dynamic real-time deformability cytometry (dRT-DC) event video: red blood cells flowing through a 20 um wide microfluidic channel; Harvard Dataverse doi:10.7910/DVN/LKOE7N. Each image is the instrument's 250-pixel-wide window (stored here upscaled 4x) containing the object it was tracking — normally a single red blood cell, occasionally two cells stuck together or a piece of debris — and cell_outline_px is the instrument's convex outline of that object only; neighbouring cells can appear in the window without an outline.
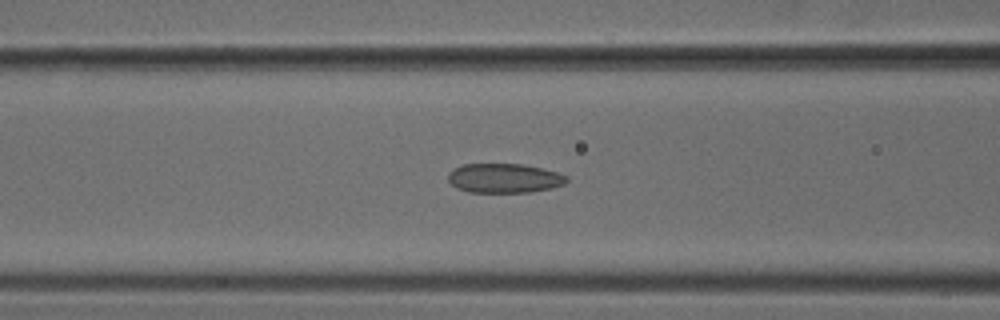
{"species": "common noctule bat (a hibernating species)", "species_latin": "Nyctalus noctula", "temperature_condition": "cold", "stored_images_in_passage": 50, "camera_frame_rate_fps": 3000, "um_per_image_px": 0.085, "animal": {"sex": "male", "body_mass_g": 18.8}, "frame": {"image": 1, "passage_image": 20, "time_ms": 6.333, "image_size_px": [1000, 320], "cell_outline_px": [[568, 180], [564, 184], [552, 188], [528, 192], [468, 192], [456, 188], [448, 180], [448, 172], [452, 168], [464, 164], [520, 164], [544, 168], [568, 176]], "centroid_in_image_um": [42.84, 15.14], "position_along_channel_um": 123.8, "area_um2": 20.4}}
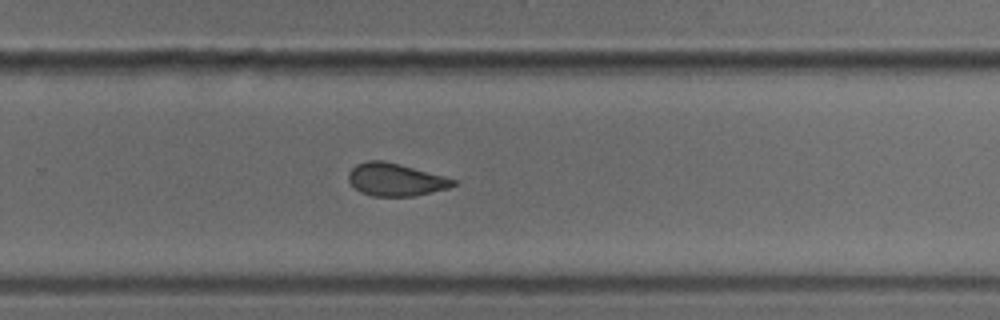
{"frame": {"image": 2, "passage_image": 33, "time_ms": 10.667, "image_size_px": [1000, 320], "cell_outline_px": [[456, 184], [448, 188], [412, 196], [372, 196], [360, 192], [348, 180], [348, 172], [356, 164], [368, 160], [384, 160], [400, 164], [444, 176], [456, 180]], "centroid_in_image_um": [33.59, 15.26], "position_along_channel_um": 296.2, "area_um2": 19.83}}
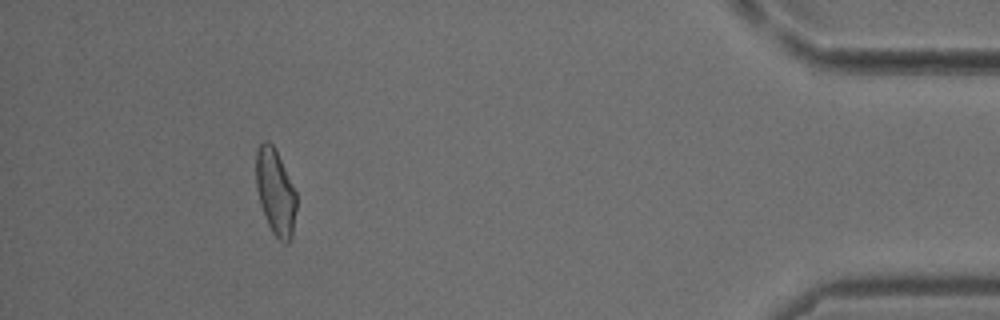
{"frame": {"image": 3, "passage_image": 46, "time_ms": 15.0, "image_size_px": [1000, 320], "cell_outline_px": [[296, 208], [292, 236], [288, 244], [284, 244], [272, 232], [268, 224], [260, 204], [256, 188], [256, 148], [264, 140], [268, 140], [276, 148], [296, 192]], "centroid_in_image_um": [23.41, 16.29], "position_along_channel_um": 411.8, "area_um2": 20.4}}